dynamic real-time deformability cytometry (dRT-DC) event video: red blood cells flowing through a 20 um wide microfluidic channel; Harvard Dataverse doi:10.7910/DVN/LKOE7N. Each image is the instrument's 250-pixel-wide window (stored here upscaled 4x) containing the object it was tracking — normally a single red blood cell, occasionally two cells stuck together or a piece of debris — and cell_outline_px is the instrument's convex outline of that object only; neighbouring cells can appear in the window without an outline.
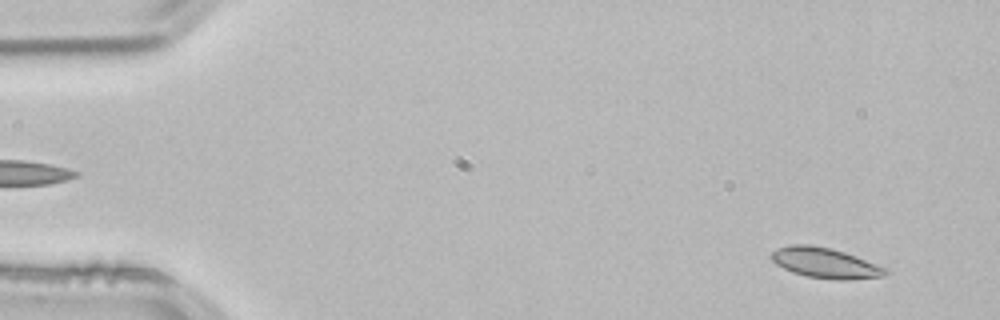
{"species": "common noctule bat (a hibernating species)", "species_latin": "Nyctalus noctula", "temperature_condition": "room temperature", "stored_images_in_passage": 53, "camera_frame_rate_fps": 3000, "um_per_image_px": 0.085, "animal": {"sex": "male", "body_mass_g": 21.5, "forearm_length_mm": 52.0}, "frame": {"image": 1, "passage_image": 3, "time_ms": 0.667, "image_size_px": [1000, 320], "cell_outline_px": [[888, 272], [884, 276], [848, 280], [836, 280], [808, 276], [792, 272], [776, 264], [768, 256], [776, 248], [792, 244], [808, 244], [832, 248], [856, 256], [888, 268]], "centroid_in_image_um": [70.14, 22.34], "position_along_channel_um": 14.9, "area_um2": 20.29}}
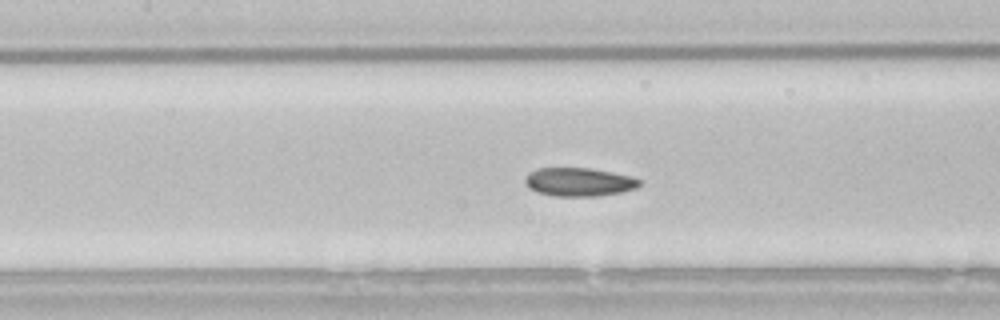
{"frame": {"image": 2, "passage_image": 23, "time_ms": 7.333, "image_size_px": [1000, 320], "cell_outline_px": [[640, 184], [636, 188], [620, 192], [600, 196], [556, 196], [536, 192], [528, 188], [524, 180], [528, 172], [536, 168], [588, 168], [612, 172], [632, 176], [640, 180]], "centroid_in_image_um": [49.18, 15.46], "position_along_channel_um": 158.2, "area_um2": 19.07}}
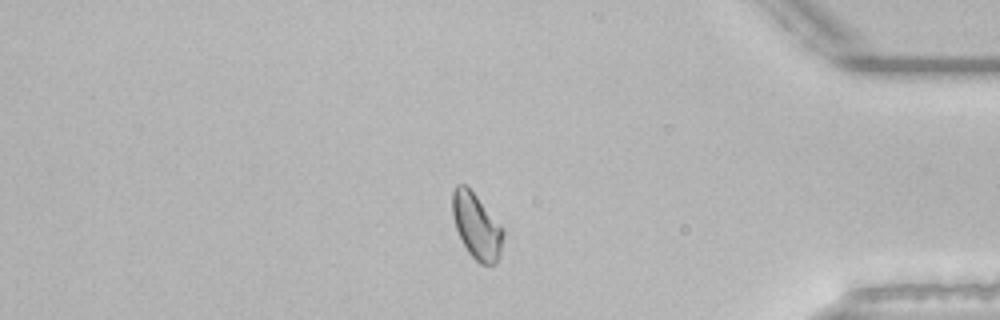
{"frame": {"image": 3, "passage_image": 44, "time_ms": 14.333, "image_size_px": [1000, 320], "cell_outline_px": [[504, 232], [500, 256], [496, 264], [480, 264], [468, 252], [456, 228], [452, 212], [452, 192], [456, 184], [464, 184], [476, 196], [504, 228]], "centroid_in_image_um": [40.52, 19.23], "position_along_channel_um": 394.7, "area_um2": 19.19}, "authors_computed_cell_mechanics": {"area_um2": 19.0162, "velocity_mm_per_s": 3.8198, "shape_relaxation_time_tau1_ms": 9.6316, "shape_relaxation_time_tau2_ms": 4.5098, "deformation_change_tau1": 0.1253, "deformation_change_tau2": 0.0686}}